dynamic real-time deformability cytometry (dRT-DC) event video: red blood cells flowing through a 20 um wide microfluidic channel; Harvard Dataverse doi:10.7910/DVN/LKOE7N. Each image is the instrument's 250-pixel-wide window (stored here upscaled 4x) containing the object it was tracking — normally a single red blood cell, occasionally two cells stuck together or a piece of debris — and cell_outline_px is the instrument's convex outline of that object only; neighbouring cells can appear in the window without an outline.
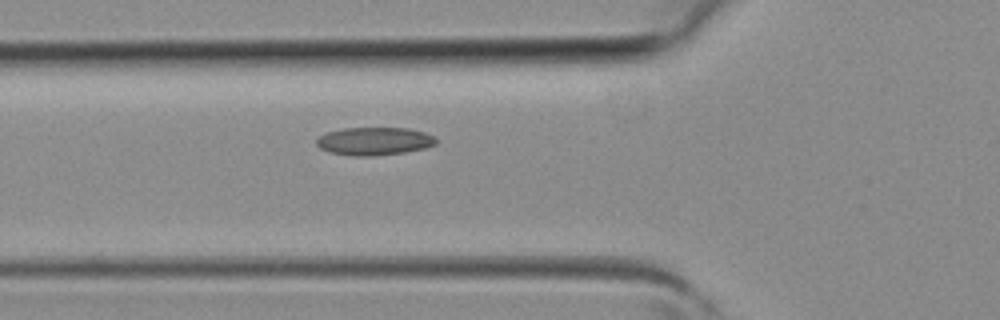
{"species": "common noctule bat (a hibernating species)", "species_latin": "Nyctalus noctula", "temperature_condition": "room temperature", "stored_images_in_passage": 3, "camera_frame_rate_fps": 3000, "um_per_image_px": 0.085, "animal": {"sex": "female", "body_mass_g": 19.3, "forearm_length_mm": 54.1}, "frame": {"image": 1, "passage_image": 3, "time_ms": 0.667, "image_size_px": [1000, 320], "cell_outline_px": [[436, 144], [428, 148], [404, 152], [372, 156], [348, 156], [328, 152], [320, 148], [316, 144], [316, 140], [320, 136], [328, 132], [344, 128], [408, 128], [424, 132], [432, 136], [436, 140]], "centroid_in_image_um": [31.8, 12.01], "position_along_channel_um": 94.0, "area_um2": 19.54}}